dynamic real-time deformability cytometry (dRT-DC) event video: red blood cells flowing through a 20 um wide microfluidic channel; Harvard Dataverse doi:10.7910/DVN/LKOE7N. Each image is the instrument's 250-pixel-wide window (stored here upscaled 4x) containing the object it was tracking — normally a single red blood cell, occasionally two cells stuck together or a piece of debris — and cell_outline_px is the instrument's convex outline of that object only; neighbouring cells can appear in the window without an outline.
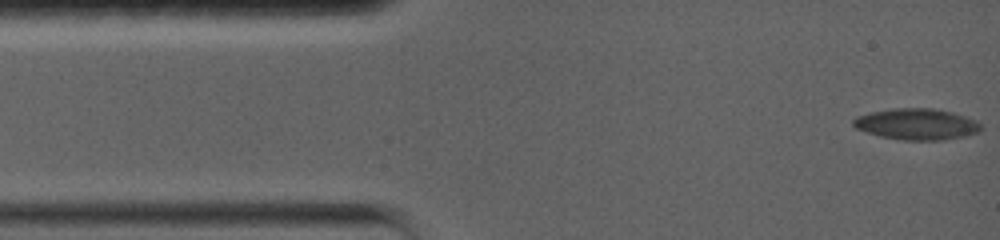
{"species": "common noctule bat (a hibernating species)", "species_latin": "Nyctalus noctula", "temperature_condition": "warm", "stored_images_in_passage": 93, "camera_frame_rate_fps": 5000, "um_per_image_px": 0.085, "animal": {"sex": "female", "body_mass_g": 19.0, "forearm_length_mm": 56.7}, "frame": {"image": 1, "passage_image": 1, "time_ms": 0.0, "image_size_px": [1000, 240], "cell_outline_px": [[980, 128], [976, 132], [968, 136], [944, 140], [904, 140], [880, 136], [856, 128], [852, 124], [852, 120], [856, 116], [872, 112], [892, 108], [932, 108], [952, 112], [976, 120], [980, 124]], "centroid_in_image_um": [77.91, 10.55], "position_along_channel_um": 7.1, "area_um2": 23.12}}
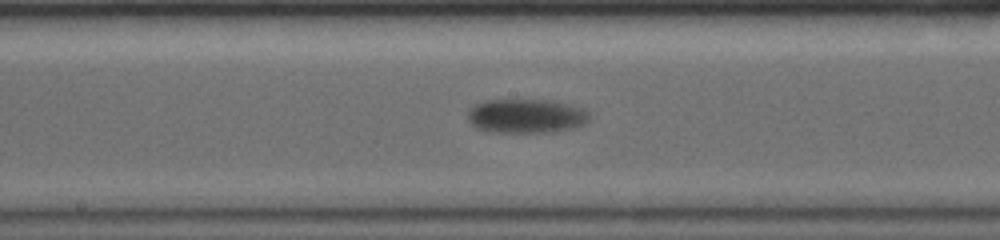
{"frame": {"image": 2, "passage_image": 40, "time_ms": 7.8, "image_size_px": [1000, 240], "cell_outline_px": [[588, 116], [580, 124], [568, 128], [544, 132], [496, 132], [476, 128], [468, 120], [468, 112], [476, 104], [484, 100], [552, 100], [584, 108], [588, 112]], "centroid_in_image_um": [44.66, 9.84], "position_along_channel_um": 203.5, "area_um2": 23.64}}
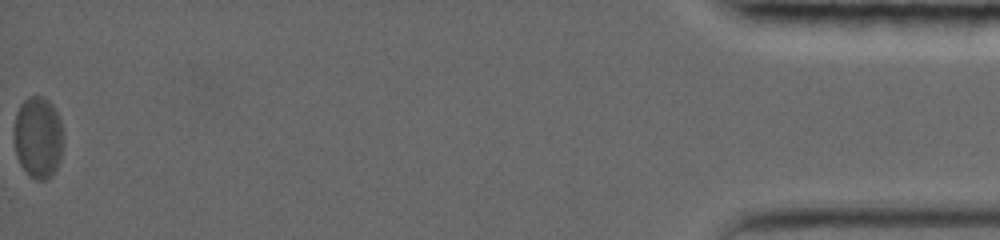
{"frame": {"image": 3, "passage_image": 93, "time_ms": 18.4, "image_size_px": [1000, 240], "cell_outline_px": [[56, 136], [52, 144], [32, 172], [24, 164], [16, 148], [16, 120], [20, 108], [28, 100], [36, 96], [52, 112], [56, 128]], "centroid_in_image_um": [2.92, 11.22], "position_along_channel_um": 432.3, "area_um2": 15.14}, "authors_computed_cell_mechanics": {"area_um2": 21.2704, "velocity_mm_per_s": 3.5339, "shape_relaxation_time_tau1_ms": 3.7834, "shape_relaxation_time_tau2_ms": null, "deformation_change_tau1": 0.1219, "deformation_change_tau2": null}}